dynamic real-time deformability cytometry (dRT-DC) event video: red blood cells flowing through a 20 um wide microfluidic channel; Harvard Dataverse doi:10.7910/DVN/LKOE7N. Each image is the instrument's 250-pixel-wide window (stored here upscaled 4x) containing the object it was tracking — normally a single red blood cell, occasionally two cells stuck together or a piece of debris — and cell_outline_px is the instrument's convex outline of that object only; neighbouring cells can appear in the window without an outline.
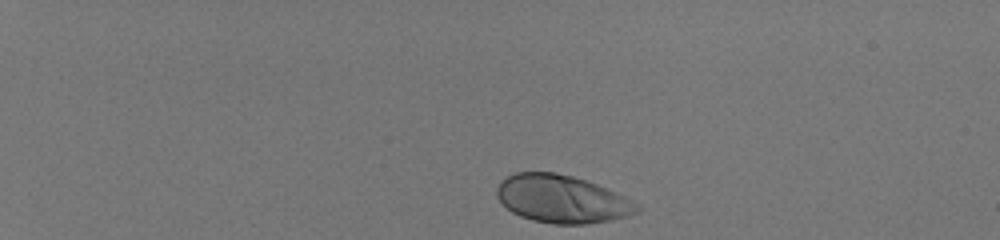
{"species": "human", "species_latin": "Homo sapiens", "temperature_condition": "room temperature", "stored_images_in_passage": 39, "camera_frame_rate_fps": 3000, "um_per_image_px": 0.085, "donor": {"sex": "male"}, "frame": {"image": 1, "passage_image": 1, "time_ms": 0.0, "image_size_px": [1000, 240], "cell_outline_px": [[640, 212], [628, 216], [612, 220], [584, 224], [552, 224], [532, 220], [520, 216], [512, 212], [496, 196], [496, 188], [500, 180], [516, 172], [556, 172], [572, 176], [596, 184], [624, 196], [640, 204]], "centroid_in_image_um": [47.77, 16.92], "position_along_channel_um": 37.2, "area_um2": 39.13}}
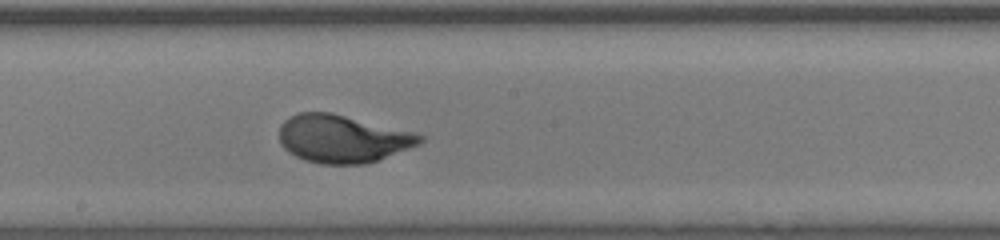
{"frame": {"image": 2, "passage_image": 23, "time_ms": 7.333, "image_size_px": [1000, 240], "cell_outline_px": [[424, 140], [420, 144], [376, 160], [364, 164], [320, 164], [304, 160], [288, 152], [280, 144], [280, 124], [284, 120], [300, 112], [332, 112], [412, 132], [424, 136]], "centroid_in_image_um": [29.08, 11.79], "position_along_channel_um": 219.1, "area_um2": 38.96}}
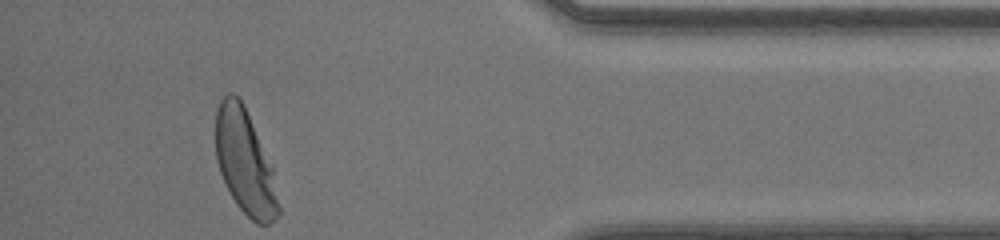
{"frame": {"image": 3, "passage_image": 39, "time_ms": 12.667, "image_size_px": [1000, 240], "cell_outline_px": [[280, 212], [268, 224], [256, 224], [236, 204], [220, 172], [216, 160], [216, 108], [220, 100], [228, 92], [232, 92], [244, 104], [272, 168], [280, 208]], "centroid_in_image_um": [20.8, 13.76], "position_along_channel_um": 414.4, "area_um2": 37.69}, "authors_computed_cell_mechanics": {"area_um2": 38.2636, "velocity_mm_per_s": 4.1078, "shape_relaxation_time_tau1_ms": 2.6965, "shape_relaxation_time_tau2_ms": null, "deformation_change_tau1": 0.1725, "deformation_change_tau2": null}}